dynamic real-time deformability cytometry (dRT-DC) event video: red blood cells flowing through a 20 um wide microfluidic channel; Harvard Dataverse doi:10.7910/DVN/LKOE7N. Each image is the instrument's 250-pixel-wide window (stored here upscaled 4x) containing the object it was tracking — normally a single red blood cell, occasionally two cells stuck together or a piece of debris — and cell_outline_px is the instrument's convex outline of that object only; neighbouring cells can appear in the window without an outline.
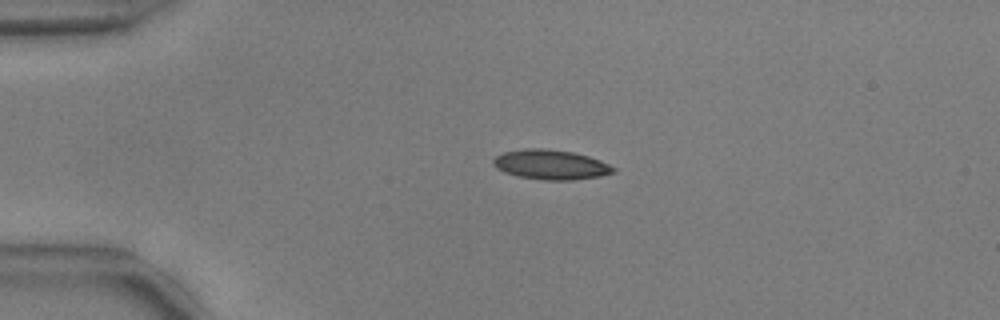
{"species": "common noctule bat (a hibernating species)", "species_latin": "Nyctalus noctula", "temperature_condition": "warm", "stored_images_in_passage": 42, "camera_frame_rate_fps": 3000, "um_per_image_px": 0.085, "animal": {"sex": "male", "body_mass_g": 17.9, "forearm_length_mm": 54.2}, "frame": {"image": 1, "passage_image": 1, "time_ms": 0.0, "image_size_px": [1000, 320], "cell_outline_px": [[616, 172], [600, 176], [572, 180], [544, 180], [520, 176], [504, 172], [496, 168], [492, 164], [492, 160], [496, 156], [504, 152], [524, 148], [544, 148], [572, 152], [588, 156], [600, 160], [616, 168]], "centroid_in_image_um": [46.81, 13.99], "position_along_channel_um": 38.2, "area_um2": 20.81}}
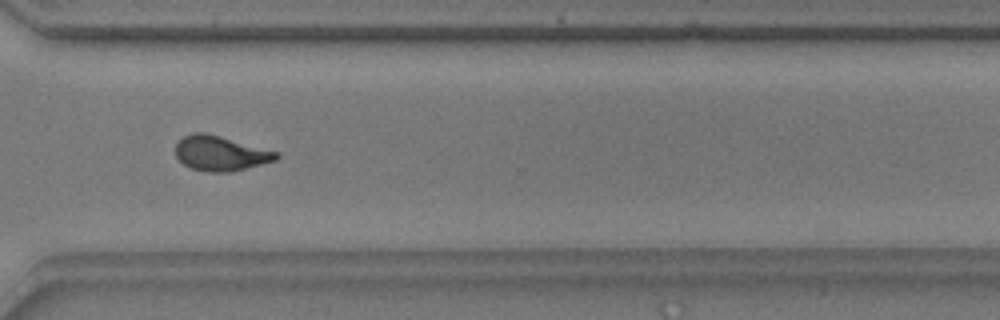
{"frame": {"image": 2, "passage_image": 29, "time_ms": 9.333, "image_size_px": [1000, 320], "cell_outline_px": [[280, 156], [276, 160], [232, 172], [208, 172], [192, 168], [184, 164], [176, 156], [176, 144], [184, 136], [192, 132], [204, 132], [220, 136], [280, 152]], "centroid_in_image_um": [18.77, 13.03], "position_along_channel_um": 351.8, "area_um2": 20.46}}
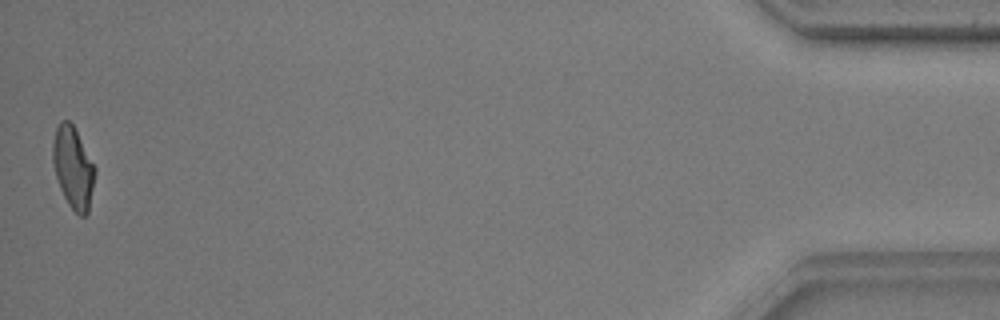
{"frame": {"image": 3, "passage_image": 42, "time_ms": 13.667, "image_size_px": [1000, 320], "cell_outline_px": [[96, 172], [88, 212], [84, 216], [80, 216], [68, 204], [60, 188], [52, 164], [52, 140], [56, 128], [60, 120], [68, 120], [72, 124], [96, 168]], "centroid_in_image_um": [6.2, 14.24], "position_along_channel_um": 429.0, "area_um2": 20.0}, "authors_computed_cell_mechanics": {"area_um2": 20.4901, "velocity_mm_per_s": 3.7711, "shape_relaxation_time_tau1_ms": 7.1292, "shape_relaxation_time_tau2_ms": 1.5844, "deformation_change_tau1": 0.2021, "deformation_change_tau2": 0.0904}}